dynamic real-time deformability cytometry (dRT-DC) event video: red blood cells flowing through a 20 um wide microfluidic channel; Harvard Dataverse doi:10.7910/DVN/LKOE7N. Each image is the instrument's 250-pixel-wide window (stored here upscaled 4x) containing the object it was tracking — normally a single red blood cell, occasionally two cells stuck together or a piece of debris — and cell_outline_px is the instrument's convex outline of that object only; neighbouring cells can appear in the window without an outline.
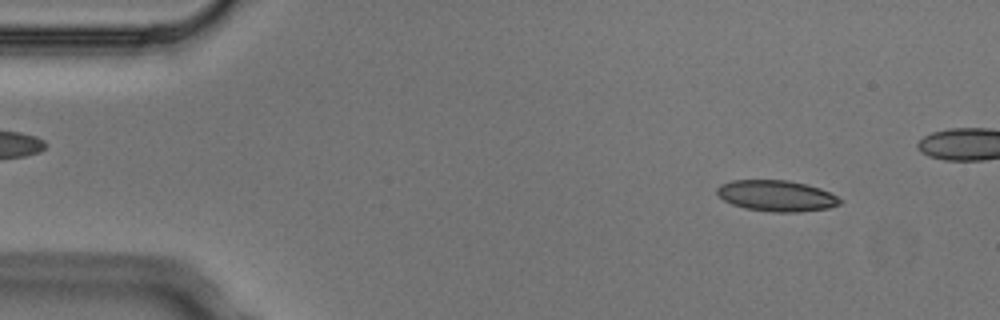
{"species": "Egyptian fruit bat (a non-hibernating species)", "species_latin": "Rousettus aegyptiacus", "temperature_condition": "cold", "stored_images_in_passage": 6, "segment_of_instrument_passage": [1, 2], "camera_frame_rate_fps": 3000, "um_per_image_px": 0.085, "animal": {"sex": "male"}, "frame": {"image": 1, "passage_image": 1, "time_ms": 0.0, "image_size_px": [1000, 320], "cell_outline_px": [[844, 200], [840, 204], [828, 208], [800, 212], [772, 212], [744, 208], [732, 204], [724, 200], [716, 192], [716, 188], [720, 184], [732, 180], [788, 180], [808, 184], [820, 188]], "centroid_in_image_um": [66.01, 16.64], "position_along_channel_um": 19.0, "area_um2": 22.37}}
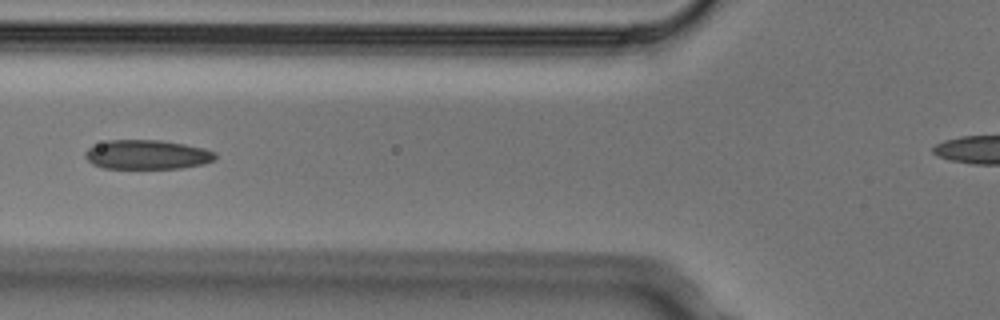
{"frame": {"image": 2, "passage_image": 5, "time_ms": 1.333, "image_size_px": [1000, 320], "cell_outline_px": [[216, 160], [204, 164], [180, 168], [104, 168], [92, 164], [84, 156], [84, 152], [88, 148], [108, 140], [160, 140], [184, 144], [204, 148], [216, 152]], "centroid_in_image_um": [12.52, 13.14], "position_along_channel_um": 113.3, "area_um2": 22.25}}